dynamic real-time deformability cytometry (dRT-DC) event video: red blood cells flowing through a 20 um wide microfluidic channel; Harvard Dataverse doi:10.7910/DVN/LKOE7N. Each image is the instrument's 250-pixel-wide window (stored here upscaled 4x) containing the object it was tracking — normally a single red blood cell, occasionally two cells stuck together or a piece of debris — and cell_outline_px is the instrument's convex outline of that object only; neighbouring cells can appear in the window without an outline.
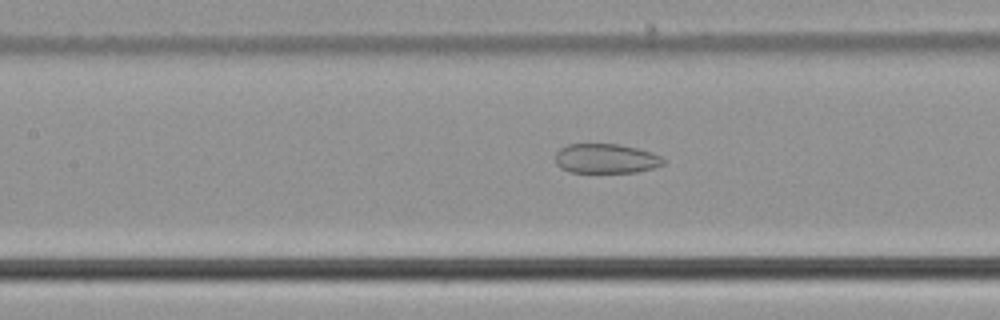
{"species": "common noctule bat (a hibernating species)", "species_latin": "Nyctalus noctula", "temperature_condition": "cold", "stored_images_in_passage": 54, "camera_frame_rate_fps": 3000, "um_per_image_px": 0.085, "animal": {"sex": "male", "body_mass_g": 21.5, "forearm_length_mm": 52.0}, "frame": {"image": 1, "passage_image": 25, "time_ms": 8.0, "image_size_px": [1000, 320], "cell_outline_px": [[664, 164], [652, 168], [636, 172], [568, 172], [560, 168], [556, 164], [556, 152], [560, 148], [568, 144], [620, 144], [652, 152], [660, 156], [664, 160]], "centroid_in_image_um": [51.48, 13.48], "position_along_channel_um": 155.9, "area_um2": 18.61}}
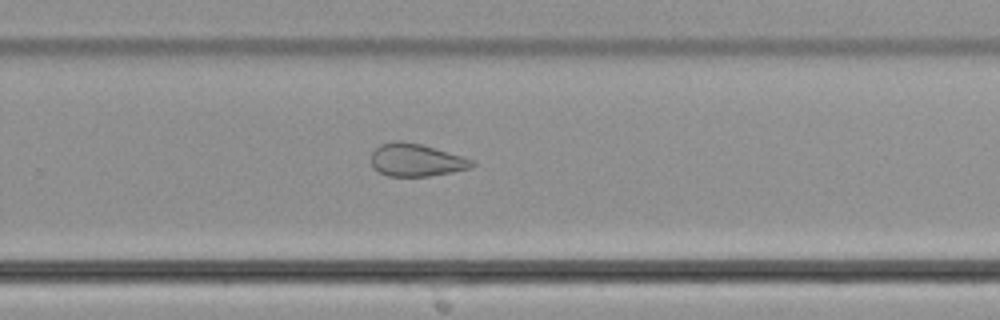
{"frame": {"image": 2, "passage_image": 36, "time_ms": 11.667, "image_size_px": [1000, 320], "cell_outline_px": [[476, 164], [472, 168], [452, 172], [428, 176], [388, 176], [380, 172], [372, 164], [372, 152], [380, 144], [420, 144], [460, 156], [472, 160]], "centroid_in_image_um": [35.42, 13.66], "position_along_channel_um": 294.4, "area_um2": 18.26}}
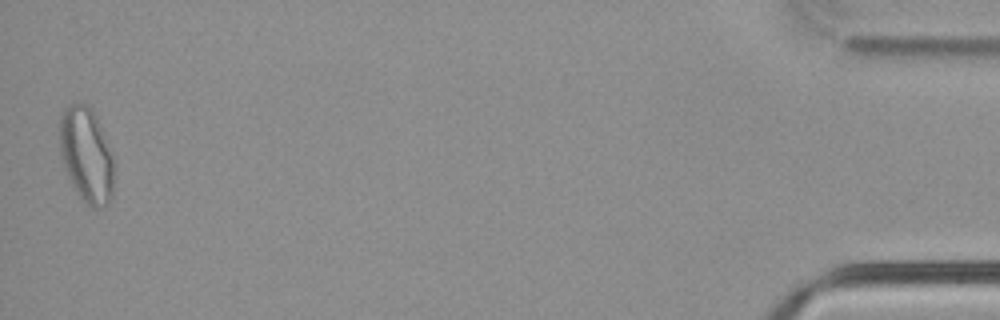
{"frame": {"image": 3, "passage_image": 54, "time_ms": 17.667, "image_size_px": [1000, 320], "cell_outline_px": [[116, 172], [112, 196], [104, 208], [92, 208], [84, 204], [72, 184], [64, 168], [60, 156], [60, 112], [64, 108], [72, 104], [88, 104], [92, 108], [96, 116], [112, 152]], "centroid_in_image_um": [7.37, 13.21], "position_along_channel_um": 427.8, "area_um2": 30.81}, "authors_computed_cell_mechanics": {"area_um2": 24.9407, "velocity_mm_per_s": 3.7893, "shape_relaxation_time_tau1_ms": null, "shape_relaxation_time_tau2_ms": 4.2849, "deformation_change_tau1": null, "deformation_change_tau2": 0.1203}}